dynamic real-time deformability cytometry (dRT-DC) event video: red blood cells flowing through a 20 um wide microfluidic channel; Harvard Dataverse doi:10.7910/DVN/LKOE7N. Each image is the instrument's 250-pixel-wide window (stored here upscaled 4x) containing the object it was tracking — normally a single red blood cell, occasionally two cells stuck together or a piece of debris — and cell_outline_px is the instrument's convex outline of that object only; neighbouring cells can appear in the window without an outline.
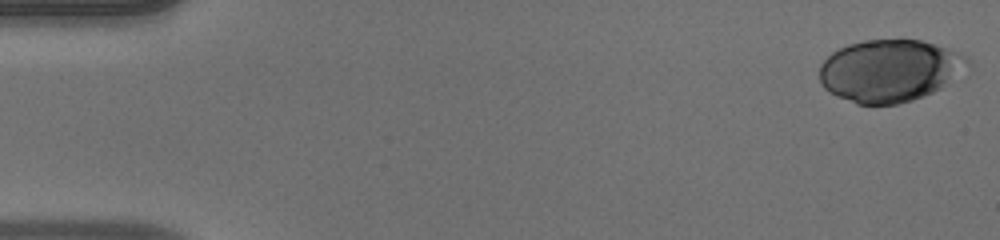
{"species": "human", "species_latin": "Homo sapiens", "temperature_condition": "warm", "stored_images_in_passage": 51, "camera_frame_rate_fps": 3000, "um_per_image_px": 0.085, "donor": {"sex": "male"}, "frame": {"image": 1, "passage_image": 1, "time_ms": 0.0, "image_size_px": [1000, 240], "cell_outline_px": [[968, 60], [948, 84], [932, 92], [912, 100], [896, 104], [856, 104], [836, 96], [828, 92], [824, 88], [820, 80], [820, 64], [832, 52], [848, 44], [864, 40], [900, 36], [920, 40], [944, 48], [964, 56]], "centroid_in_image_um": [75.52, 5.98], "position_along_channel_um": 9.5, "area_um2": 53.58}}
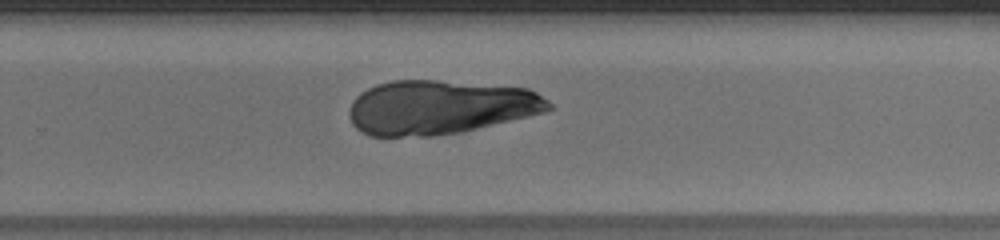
{"frame": {"image": 2, "passage_image": 34, "time_ms": 11.0, "image_size_px": [1000, 240], "cell_outline_px": [[556, 108], [544, 112], [528, 116], [460, 132], [432, 136], [368, 136], [360, 132], [352, 124], [348, 116], [348, 108], [352, 100], [360, 92], [376, 84], [392, 80], [436, 80], [528, 88], [536, 92], [548, 100]], "centroid_in_image_um": [37.34, 9.12], "position_along_channel_um": 292.5, "area_um2": 63.23}}
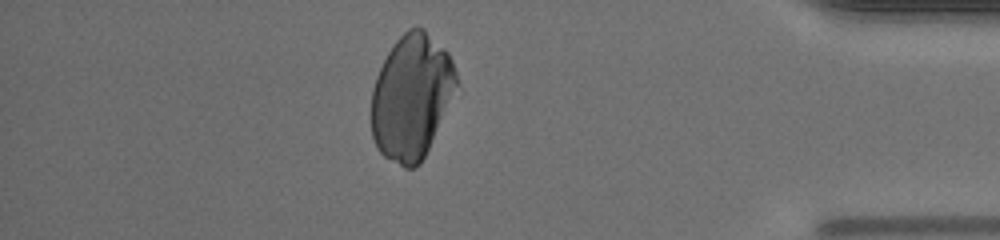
{"frame": {"image": 3, "passage_image": 45, "time_ms": 14.667, "image_size_px": [1000, 240], "cell_outline_px": [[456, 84], [428, 148], [420, 164], [416, 168], [404, 168], [384, 156], [376, 148], [372, 136], [372, 88], [376, 76], [388, 52], [396, 40], [408, 28], [424, 28], [448, 52], [452, 60], [456, 72]], "centroid_in_image_um": [34.94, 8.22], "position_along_channel_um": 400.3, "area_um2": 60.92}}